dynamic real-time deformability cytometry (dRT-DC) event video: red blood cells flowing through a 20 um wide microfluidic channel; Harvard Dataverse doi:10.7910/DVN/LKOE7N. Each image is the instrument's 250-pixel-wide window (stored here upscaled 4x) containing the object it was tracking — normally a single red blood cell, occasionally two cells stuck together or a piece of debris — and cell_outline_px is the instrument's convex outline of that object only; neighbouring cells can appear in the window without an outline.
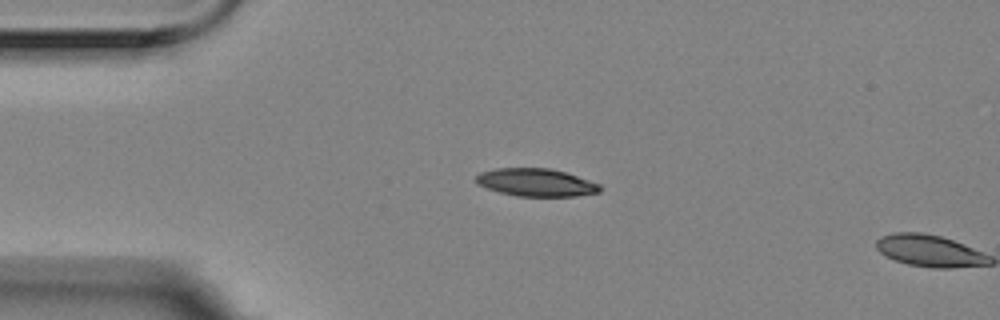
{"species": "Egyptian fruit bat (a non-hibernating species)", "species_latin": "Rousettus aegyptiacus", "temperature_condition": "room temperature", "stored_images_in_passage": 5, "camera_frame_rate_fps": 3000, "um_per_image_px": 0.085, "animal": {"sex": "female"}, "frame": {"image": 1, "passage_image": 4, "time_ms": 1.0, "image_size_px": [1000, 320], "cell_outline_px": [[600, 192], [576, 196], [516, 196], [500, 192], [476, 184], [476, 176], [480, 172], [496, 168], [552, 168], [600, 184]], "centroid_in_image_um": [45.54, 15.5], "position_along_channel_um": 39.5, "area_um2": 19.94}}